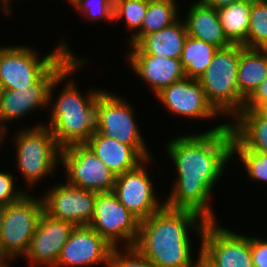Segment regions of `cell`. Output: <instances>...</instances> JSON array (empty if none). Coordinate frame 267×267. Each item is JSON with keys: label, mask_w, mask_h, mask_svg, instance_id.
<instances>
[{"label": "cell", "mask_w": 267, "mask_h": 267, "mask_svg": "<svg viewBox=\"0 0 267 267\" xmlns=\"http://www.w3.org/2000/svg\"><path fill=\"white\" fill-rule=\"evenodd\" d=\"M179 0H150L141 29L128 40V45H136L144 36L175 23L179 17Z\"/></svg>", "instance_id": "d4e9b609"}, {"label": "cell", "mask_w": 267, "mask_h": 267, "mask_svg": "<svg viewBox=\"0 0 267 267\" xmlns=\"http://www.w3.org/2000/svg\"><path fill=\"white\" fill-rule=\"evenodd\" d=\"M216 10L227 40L231 44L243 45L247 48L251 0L235 2Z\"/></svg>", "instance_id": "cb8c5ba5"}, {"label": "cell", "mask_w": 267, "mask_h": 267, "mask_svg": "<svg viewBox=\"0 0 267 267\" xmlns=\"http://www.w3.org/2000/svg\"><path fill=\"white\" fill-rule=\"evenodd\" d=\"M28 193L1 208L0 252L5 258L23 259L44 212L42 197Z\"/></svg>", "instance_id": "52a82bcc"}, {"label": "cell", "mask_w": 267, "mask_h": 267, "mask_svg": "<svg viewBox=\"0 0 267 267\" xmlns=\"http://www.w3.org/2000/svg\"><path fill=\"white\" fill-rule=\"evenodd\" d=\"M74 227L70 222L43 212L23 257L29 267H56L60 252Z\"/></svg>", "instance_id": "e0dca14e"}, {"label": "cell", "mask_w": 267, "mask_h": 267, "mask_svg": "<svg viewBox=\"0 0 267 267\" xmlns=\"http://www.w3.org/2000/svg\"><path fill=\"white\" fill-rule=\"evenodd\" d=\"M250 251L254 267H267V239L250 237Z\"/></svg>", "instance_id": "d6a6232c"}, {"label": "cell", "mask_w": 267, "mask_h": 267, "mask_svg": "<svg viewBox=\"0 0 267 267\" xmlns=\"http://www.w3.org/2000/svg\"><path fill=\"white\" fill-rule=\"evenodd\" d=\"M42 195L44 212L49 216L72 223L89 225L95 208L97 193L63 182L49 187Z\"/></svg>", "instance_id": "5bb4252c"}, {"label": "cell", "mask_w": 267, "mask_h": 267, "mask_svg": "<svg viewBox=\"0 0 267 267\" xmlns=\"http://www.w3.org/2000/svg\"><path fill=\"white\" fill-rule=\"evenodd\" d=\"M153 157L146 159L133 170L117 175L113 193L118 200L140 221L159 211L165 204L159 198L151 179L150 170Z\"/></svg>", "instance_id": "4fadbf2b"}, {"label": "cell", "mask_w": 267, "mask_h": 267, "mask_svg": "<svg viewBox=\"0 0 267 267\" xmlns=\"http://www.w3.org/2000/svg\"><path fill=\"white\" fill-rule=\"evenodd\" d=\"M112 246L91 226H75L63 246L56 267H110Z\"/></svg>", "instance_id": "2e32d148"}, {"label": "cell", "mask_w": 267, "mask_h": 267, "mask_svg": "<svg viewBox=\"0 0 267 267\" xmlns=\"http://www.w3.org/2000/svg\"><path fill=\"white\" fill-rule=\"evenodd\" d=\"M117 95L104 88L100 92L96 103L95 131L131 145L145 159L151 158V150L145 143L146 137L137 123L136 109L125 97Z\"/></svg>", "instance_id": "ba28073f"}, {"label": "cell", "mask_w": 267, "mask_h": 267, "mask_svg": "<svg viewBox=\"0 0 267 267\" xmlns=\"http://www.w3.org/2000/svg\"><path fill=\"white\" fill-rule=\"evenodd\" d=\"M199 246L201 255L213 267H254L250 236L227 229L217 221H207Z\"/></svg>", "instance_id": "7c38bea8"}, {"label": "cell", "mask_w": 267, "mask_h": 267, "mask_svg": "<svg viewBox=\"0 0 267 267\" xmlns=\"http://www.w3.org/2000/svg\"><path fill=\"white\" fill-rule=\"evenodd\" d=\"M85 144L116 176L133 170L146 160L131 145L120 143L115 138L96 131Z\"/></svg>", "instance_id": "d6986e66"}, {"label": "cell", "mask_w": 267, "mask_h": 267, "mask_svg": "<svg viewBox=\"0 0 267 267\" xmlns=\"http://www.w3.org/2000/svg\"><path fill=\"white\" fill-rule=\"evenodd\" d=\"M259 111L265 116L267 117V104H265L264 106H262Z\"/></svg>", "instance_id": "ab89813d"}, {"label": "cell", "mask_w": 267, "mask_h": 267, "mask_svg": "<svg viewBox=\"0 0 267 267\" xmlns=\"http://www.w3.org/2000/svg\"><path fill=\"white\" fill-rule=\"evenodd\" d=\"M217 50L210 43L187 36L180 57L185 76L198 80L211 64Z\"/></svg>", "instance_id": "484cf974"}, {"label": "cell", "mask_w": 267, "mask_h": 267, "mask_svg": "<svg viewBox=\"0 0 267 267\" xmlns=\"http://www.w3.org/2000/svg\"><path fill=\"white\" fill-rule=\"evenodd\" d=\"M128 66L130 65L139 79L149 86L153 95L174 82L184 79L185 71L180 59L153 56L146 53H128Z\"/></svg>", "instance_id": "ac0fdd59"}, {"label": "cell", "mask_w": 267, "mask_h": 267, "mask_svg": "<svg viewBox=\"0 0 267 267\" xmlns=\"http://www.w3.org/2000/svg\"><path fill=\"white\" fill-rule=\"evenodd\" d=\"M57 43L53 51L39 55L31 46H0V86L1 89L18 90L33 85L65 52L74 54L65 39Z\"/></svg>", "instance_id": "8992f818"}, {"label": "cell", "mask_w": 267, "mask_h": 267, "mask_svg": "<svg viewBox=\"0 0 267 267\" xmlns=\"http://www.w3.org/2000/svg\"><path fill=\"white\" fill-rule=\"evenodd\" d=\"M233 159L240 161L245 168L247 178L258 184L267 185V153L252 150H233ZM266 182V183H265Z\"/></svg>", "instance_id": "f1b7e54d"}, {"label": "cell", "mask_w": 267, "mask_h": 267, "mask_svg": "<svg viewBox=\"0 0 267 267\" xmlns=\"http://www.w3.org/2000/svg\"><path fill=\"white\" fill-rule=\"evenodd\" d=\"M228 124L233 135V150L267 153V117L259 110H242Z\"/></svg>", "instance_id": "44dd1931"}, {"label": "cell", "mask_w": 267, "mask_h": 267, "mask_svg": "<svg viewBox=\"0 0 267 267\" xmlns=\"http://www.w3.org/2000/svg\"><path fill=\"white\" fill-rule=\"evenodd\" d=\"M241 45L218 48L211 64L198 79L208 102L223 117L231 120L243 110L245 99L239 94L237 72Z\"/></svg>", "instance_id": "5b68a950"}, {"label": "cell", "mask_w": 267, "mask_h": 267, "mask_svg": "<svg viewBox=\"0 0 267 267\" xmlns=\"http://www.w3.org/2000/svg\"><path fill=\"white\" fill-rule=\"evenodd\" d=\"M5 257L1 254L0 252V262L4 259Z\"/></svg>", "instance_id": "60d3db41"}, {"label": "cell", "mask_w": 267, "mask_h": 267, "mask_svg": "<svg viewBox=\"0 0 267 267\" xmlns=\"http://www.w3.org/2000/svg\"><path fill=\"white\" fill-rule=\"evenodd\" d=\"M13 2V0H0V5H1V7H0V9L2 10V14L4 15V16H11V14H12V7H10V6H12L11 5V3ZM11 8V9H10Z\"/></svg>", "instance_id": "8d00e7d4"}, {"label": "cell", "mask_w": 267, "mask_h": 267, "mask_svg": "<svg viewBox=\"0 0 267 267\" xmlns=\"http://www.w3.org/2000/svg\"><path fill=\"white\" fill-rule=\"evenodd\" d=\"M186 26L180 18L172 25L144 36L129 53H146L153 56L180 59L187 37Z\"/></svg>", "instance_id": "7402d4cb"}, {"label": "cell", "mask_w": 267, "mask_h": 267, "mask_svg": "<svg viewBox=\"0 0 267 267\" xmlns=\"http://www.w3.org/2000/svg\"><path fill=\"white\" fill-rule=\"evenodd\" d=\"M60 163L67 184L96 193L113 191L116 175L86 144L61 148Z\"/></svg>", "instance_id": "8fae6325"}, {"label": "cell", "mask_w": 267, "mask_h": 267, "mask_svg": "<svg viewBox=\"0 0 267 267\" xmlns=\"http://www.w3.org/2000/svg\"><path fill=\"white\" fill-rule=\"evenodd\" d=\"M15 260L10 259V258H4L1 262H0V267H10L11 263L14 262ZM11 262V263H10Z\"/></svg>", "instance_id": "f35d334b"}, {"label": "cell", "mask_w": 267, "mask_h": 267, "mask_svg": "<svg viewBox=\"0 0 267 267\" xmlns=\"http://www.w3.org/2000/svg\"><path fill=\"white\" fill-rule=\"evenodd\" d=\"M206 222L193 211L164 205L140 221L134 247L156 267H193L195 252L190 234L196 232L201 238Z\"/></svg>", "instance_id": "7a4b0ae2"}, {"label": "cell", "mask_w": 267, "mask_h": 267, "mask_svg": "<svg viewBox=\"0 0 267 267\" xmlns=\"http://www.w3.org/2000/svg\"><path fill=\"white\" fill-rule=\"evenodd\" d=\"M247 48L267 49V0H251Z\"/></svg>", "instance_id": "83f0119b"}, {"label": "cell", "mask_w": 267, "mask_h": 267, "mask_svg": "<svg viewBox=\"0 0 267 267\" xmlns=\"http://www.w3.org/2000/svg\"><path fill=\"white\" fill-rule=\"evenodd\" d=\"M265 104H267V77L245 100L243 110H259Z\"/></svg>", "instance_id": "836d02e7"}, {"label": "cell", "mask_w": 267, "mask_h": 267, "mask_svg": "<svg viewBox=\"0 0 267 267\" xmlns=\"http://www.w3.org/2000/svg\"><path fill=\"white\" fill-rule=\"evenodd\" d=\"M140 220L113 192L97 193L89 224L112 247H132L139 236Z\"/></svg>", "instance_id": "9c48e42d"}, {"label": "cell", "mask_w": 267, "mask_h": 267, "mask_svg": "<svg viewBox=\"0 0 267 267\" xmlns=\"http://www.w3.org/2000/svg\"><path fill=\"white\" fill-rule=\"evenodd\" d=\"M154 97L163 108L177 117L189 120H212L222 117L208 102L201 83L197 79L185 77L163 88ZM206 119V120H205Z\"/></svg>", "instance_id": "9a60e30c"}, {"label": "cell", "mask_w": 267, "mask_h": 267, "mask_svg": "<svg viewBox=\"0 0 267 267\" xmlns=\"http://www.w3.org/2000/svg\"><path fill=\"white\" fill-rule=\"evenodd\" d=\"M15 132L17 133H14L11 142L15 145L16 168L23 176V184L34 188L44 177H55L54 171L60 164L61 148L44 121Z\"/></svg>", "instance_id": "277c9868"}, {"label": "cell", "mask_w": 267, "mask_h": 267, "mask_svg": "<svg viewBox=\"0 0 267 267\" xmlns=\"http://www.w3.org/2000/svg\"><path fill=\"white\" fill-rule=\"evenodd\" d=\"M209 6H212L215 9H219L221 7L233 4L235 2L243 1V0H203Z\"/></svg>", "instance_id": "e575fe53"}, {"label": "cell", "mask_w": 267, "mask_h": 267, "mask_svg": "<svg viewBox=\"0 0 267 267\" xmlns=\"http://www.w3.org/2000/svg\"><path fill=\"white\" fill-rule=\"evenodd\" d=\"M267 77V49H250L241 45L237 72L239 94L246 100Z\"/></svg>", "instance_id": "603a6c76"}, {"label": "cell", "mask_w": 267, "mask_h": 267, "mask_svg": "<svg viewBox=\"0 0 267 267\" xmlns=\"http://www.w3.org/2000/svg\"><path fill=\"white\" fill-rule=\"evenodd\" d=\"M7 131L8 130L0 123V147L2 146L1 144H3L6 141V138H5L6 135L8 137V132Z\"/></svg>", "instance_id": "74e56055"}, {"label": "cell", "mask_w": 267, "mask_h": 267, "mask_svg": "<svg viewBox=\"0 0 267 267\" xmlns=\"http://www.w3.org/2000/svg\"><path fill=\"white\" fill-rule=\"evenodd\" d=\"M122 248V249H121ZM110 267H156L144 257L134 246L113 247Z\"/></svg>", "instance_id": "4dcf8cb0"}, {"label": "cell", "mask_w": 267, "mask_h": 267, "mask_svg": "<svg viewBox=\"0 0 267 267\" xmlns=\"http://www.w3.org/2000/svg\"><path fill=\"white\" fill-rule=\"evenodd\" d=\"M87 61L89 62L86 58L75 56L55 76L49 88V122H44V125L49 127L60 148L85 144L95 132L96 103L103 89L92 88L83 93L72 77L76 71L86 67ZM61 82L62 89L60 93L57 92L58 95L54 99L53 95L56 88L61 86Z\"/></svg>", "instance_id": "3957f363"}, {"label": "cell", "mask_w": 267, "mask_h": 267, "mask_svg": "<svg viewBox=\"0 0 267 267\" xmlns=\"http://www.w3.org/2000/svg\"><path fill=\"white\" fill-rule=\"evenodd\" d=\"M69 4L88 22L113 23L114 0H72Z\"/></svg>", "instance_id": "f546056e"}, {"label": "cell", "mask_w": 267, "mask_h": 267, "mask_svg": "<svg viewBox=\"0 0 267 267\" xmlns=\"http://www.w3.org/2000/svg\"><path fill=\"white\" fill-rule=\"evenodd\" d=\"M149 0H114L113 22L125 21L130 40L142 26ZM124 19V20H123Z\"/></svg>", "instance_id": "4316f807"}, {"label": "cell", "mask_w": 267, "mask_h": 267, "mask_svg": "<svg viewBox=\"0 0 267 267\" xmlns=\"http://www.w3.org/2000/svg\"><path fill=\"white\" fill-rule=\"evenodd\" d=\"M13 172L0 170V206H7L10 203H13L19 200L25 193L28 192L27 189L23 190L22 187L16 186L18 182L15 178ZM16 183V184H15ZM27 190V191H26Z\"/></svg>", "instance_id": "1f68e13d"}, {"label": "cell", "mask_w": 267, "mask_h": 267, "mask_svg": "<svg viewBox=\"0 0 267 267\" xmlns=\"http://www.w3.org/2000/svg\"><path fill=\"white\" fill-rule=\"evenodd\" d=\"M228 121L212 124L205 132L169 138L165 149L176 168V178L164 200L166 207L190 210L206 221H217L210 201L227 170L224 168L233 161V135Z\"/></svg>", "instance_id": "6da1fadb"}, {"label": "cell", "mask_w": 267, "mask_h": 267, "mask_svg": "<svg viewBox=\"0 0 267 267\" xmlns=\"http://www.w3.org/2000/svg\"><path fill=\"white\" fill-rule=\"evenodd\" d=\"M199 253L197 258L195 259L193 267H213L210 262H208L202 255H201V247H199Z\"/></svg>", "instance_id": "d590c367"}, {"label": "cell", "mask_w": 267, "mask_h": 267, "mask_svg": "<svg viewBox=\"0 0 267 267\" xmlns=\"http://www.w3.org/2000/svg\"><path fill=\"white\" fill-rule=\"evenodd\" d=\"M186 11L187 15L183 21L188 36L203 40L217 48L231 45L223 32L215 8L209 6L203 0H197Z\"/></svg>", "instance_id": "ffe728a7"}, {"label": "cell", "mask_w": 267, "mask_h": 267, "mask_svg": "<svg viewBox=\"0 0 267 267\" xmlns=\"http://www.w3.org/2000/svg\"><path fill=\"white\" fill-rule=\"evenodd\" d=\"M74 57L75 55L65 52L33 85L27 88L20 91L1 89L0 123L10 130L11 122L26 118L27 115L29 117V114L36 110L47 109L52 80Z\"/></svg>", "instance_id": "30bf717a"}]
</instances>
